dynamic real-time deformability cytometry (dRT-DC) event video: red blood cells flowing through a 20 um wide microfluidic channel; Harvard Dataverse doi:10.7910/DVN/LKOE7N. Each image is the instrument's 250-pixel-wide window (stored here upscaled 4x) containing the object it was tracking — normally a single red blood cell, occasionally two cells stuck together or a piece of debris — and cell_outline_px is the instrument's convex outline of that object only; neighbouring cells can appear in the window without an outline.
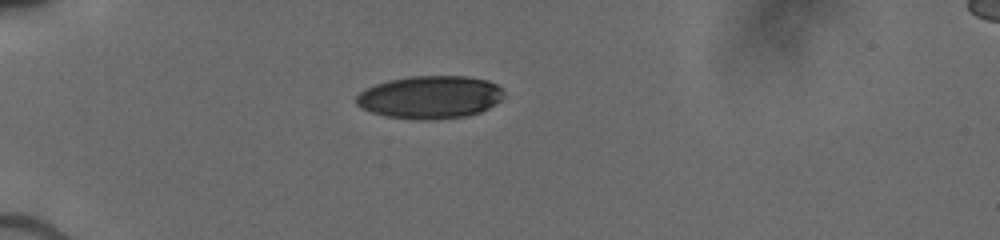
{"species": "human", "species_latin": "Homo sapiens", "temperature_condition": "cold", "stored_images_in_passage": 15, "camera_frame_rate_fps": 3000, "um_per_image_px": 0.085, "donor": {"sex": "male"}, "frame": {"image": 1, "passage_image": 11, "time_ms": 5.0, "image_size_px": [1000, 240], "cell_outline_px": [[504, 96], [500, 100], [488, 108], [480, 112], [468, 116], [432, 120], [416, 120], [384, 116], [360, 108], [356, 104], [356, 96], [360, 92], [376, 84], [388, 80], [412, 76], [468, 76], [488, 80], [496, 84], [504, 92]], "centroid_in_image_um": [36.55, 8.27], "position_along_channel_um": 48.4, "area_um2": 37.05}}
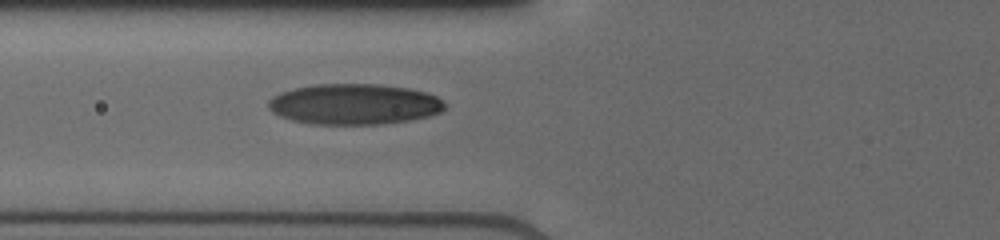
{"frame": {"image": 2, "passage_image": 15, "time_ms": 7.0, "image_size_px": [1000, 240], "cell_outline_px": [[444, 108], [440, 112], [428, 116], [408, 120], [380, 124], [312, 124], [292, 120], [280, 116], [272, 112], [268, 108], [268, 100], [272, 96], [280, 92], [312, 84], [376, 84], [408, 88], [424, 92], [436, 96], [444, 104]], "centroid_in_image_um": [30.05, 8.85], "position_along_channel_um": 95.7, "area_um2": 41.67}}